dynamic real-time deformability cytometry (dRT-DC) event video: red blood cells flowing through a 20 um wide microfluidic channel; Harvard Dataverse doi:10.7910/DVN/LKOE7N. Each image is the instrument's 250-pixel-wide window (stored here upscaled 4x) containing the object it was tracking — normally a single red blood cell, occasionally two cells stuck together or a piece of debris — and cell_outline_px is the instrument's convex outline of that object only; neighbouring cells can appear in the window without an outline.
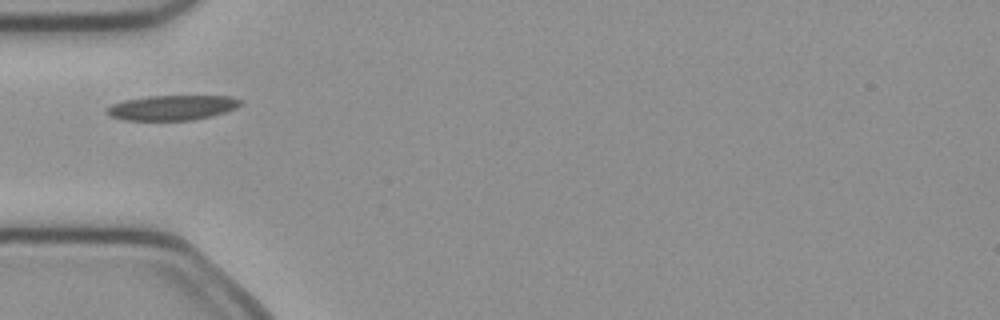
{"species": "common noctule bat (a hibernating species)", "species_latin": "Nyctalus noctula", "temperature_condition": "cold", "stored_images_in_passage": 2, "camera_frame_rate_fps": 3000, "um_per_image_px": 0.085, "animal": {"sex": "female", "body_mass_g": 21.9}, "frame": {"image": 1, "passage_image": 1, "time_ms": 0.0, "image_size_px": [1000, 320], "cell_outline_px": [[244, 100], [236, 108], [212, 116], [192, 120], [124, 120], [108, 116], [108, 108], [112, 104], [124, 100], [148, 96], [232, 96]], "centroid_in_image_um": [14.66, 9.15], "position_along_channel_um": 70.3, "area_um2": 19.42}}